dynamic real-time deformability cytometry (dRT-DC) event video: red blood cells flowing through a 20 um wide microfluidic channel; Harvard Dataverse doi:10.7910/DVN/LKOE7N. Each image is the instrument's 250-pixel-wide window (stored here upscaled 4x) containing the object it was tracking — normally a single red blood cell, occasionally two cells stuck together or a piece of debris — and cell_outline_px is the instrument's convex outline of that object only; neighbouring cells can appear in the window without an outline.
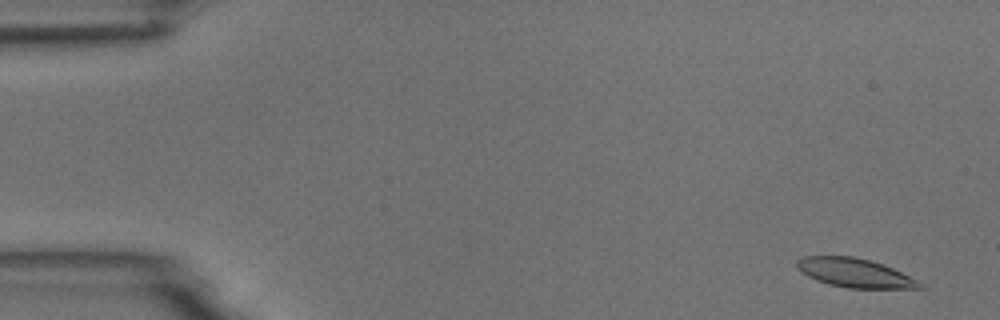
{"species": "common noctule bat (a hibernating species)", "species_latin": "Nyctalus noctula", "temperature_condition": "room temperature", "stored_images_in_passage": 2, "camera_frame_rate_fps": 3000, "um_per_image_px": 0.085, "animal": {"sex": "male", "body_mass_g": 18.8}, "frame": {"image": 1, "passage_image": 1, "time_ms": 0.0, "image_size_px": [1000, 320], "cell_outline_px": [[924, 288], [848, 288], [828, 284], [816, 280], [808, 276], [796, 268], [796, 260], [800, 256], [852, 256], [868, 260], [892, 268], [924, 284]], "centroid_in_image_um": [72.59, 23.19], "position_along_channel_um": 12.4, "area_um2": 20.52}}